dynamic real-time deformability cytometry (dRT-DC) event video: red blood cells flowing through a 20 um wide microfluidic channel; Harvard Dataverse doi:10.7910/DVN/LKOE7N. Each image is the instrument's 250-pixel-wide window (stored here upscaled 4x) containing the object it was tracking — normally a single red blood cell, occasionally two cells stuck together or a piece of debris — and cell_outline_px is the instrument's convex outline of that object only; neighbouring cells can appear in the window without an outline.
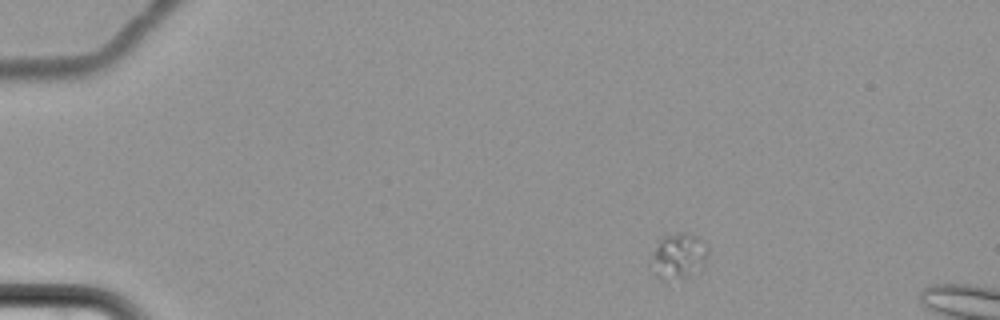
{"species": "common noctule bat (a hibernating species)", "species_latin": "Nyctalus noctula", "temperature_condition": "cold", "stored_images_in_passage": 11, "camera_frame_rate_fps": 3000, "um_per_image_px": 0.085, "animal": {"sex": "female", "body_mass_g": 22.7, "forearm_length_mm": 54.2}, "frame": {"image": 1, "passage_image": 1, "time_ms": 0.0, "image_size_px": [1000, 320], "cell_outline_px": [[708, 252], [704, 260], [684, 276], [664, 280], [656, 276], [652, 256], [660, 240], [664, 236], [680, 232], [684, 232], [696, 236], [704, 240], [708, 248]], "centroid_in_image_um": [57.67, 21.68], "position_along_channel_um": 27.3, "area_um2": 13.99}}